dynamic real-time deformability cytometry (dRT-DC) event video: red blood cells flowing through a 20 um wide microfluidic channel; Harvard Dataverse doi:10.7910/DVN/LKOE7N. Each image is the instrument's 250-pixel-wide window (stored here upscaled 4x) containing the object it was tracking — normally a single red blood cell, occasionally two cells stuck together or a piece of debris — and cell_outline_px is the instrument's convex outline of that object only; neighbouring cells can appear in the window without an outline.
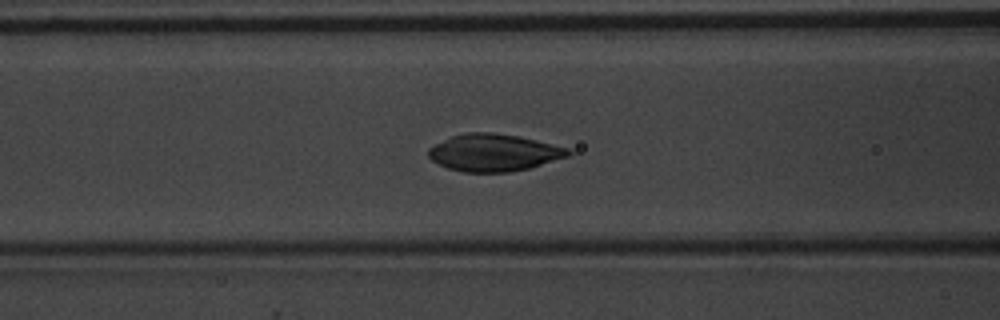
{"species": "common noctule bat (a hibernating species)", "species_latin": "Nyctalus noctula", "temperature_condition": "warm", "stored_images_in_passage": 51, "camera_frame_rate_fps": 3000, "um_per_image_px": 0.085, "animal": {"sex": "male", "body_mass_g": 20.1, "forearm_length_mm": 53.5}, "frame": {"image": 1, "passage_image": 22, "time_ms": 7.0, "image_size_px": [1000, 320], "cell_outline_px": [[572, 152], [568, 156], [528, 168], [508, 172], [464, 172], [448, 168], [432, 160], [428, 156], [428, 148], [452, 136], [468, 132], [492, 132], [516, 136], [536, 140], [568, 148]], "centroid_in_image_um": [41.96, 12.97], "position_along_channel_um": 124.6, "area_um2": 29.88}}
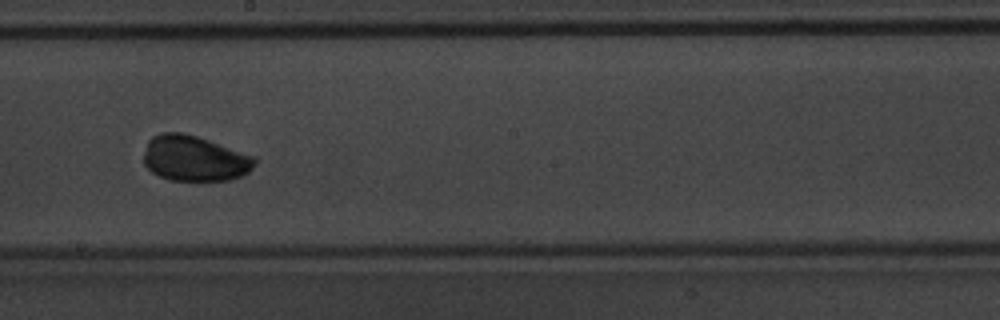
{"frame": {"image": 2, "passage_image": 30, "time_ms": 9.667, "image_size_px": [1000, 320], "cell_outline_px": [[256, 164], [244, 176], [228, 180], [168, 180], [152, 172], [144, 164], [144, 152], [148, 140], [152, 136], [164, 132], [180, 132], [196, 136], [256, 156]], "centroid_in_image_um": [16.55, 13.47], "position_along_channel_um": 231.7, "area_um2": 29.54}}
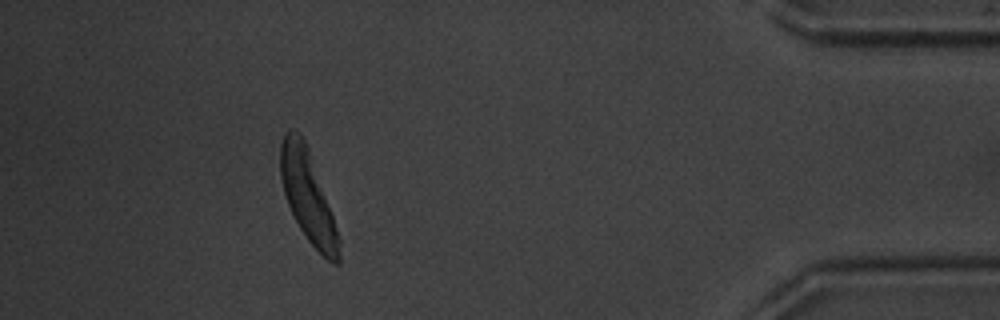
{"frame": {"image": 3, "passage_image": 47, "time_ms": 15.333, "image_size_px": [1000, 320], "cell_outline_px": [[340, 264], [332, 264], [308, 240], [300, 228], [288, 204], [284, 192], [280, 176], [280, 144], [288, 128], [292, 128], [300, 132], [308, 148], [332, 216], [340, 240]], "centroid_in_image_um": [26.15, 16.67], "position_along_channel_um": 409.1, "area_um2": 30.35}, "authors_computed_cell_mechanics": {"area_um2": 29.4202, "velocity_mm_per_s": 4.0094, "shape_relaxation_time_tau1_ms": 2.5397, "shape_relaxation_time_tau2_ms": null, "deformation_change_tau1": 0.189, "deformation_change_tau2": null}}